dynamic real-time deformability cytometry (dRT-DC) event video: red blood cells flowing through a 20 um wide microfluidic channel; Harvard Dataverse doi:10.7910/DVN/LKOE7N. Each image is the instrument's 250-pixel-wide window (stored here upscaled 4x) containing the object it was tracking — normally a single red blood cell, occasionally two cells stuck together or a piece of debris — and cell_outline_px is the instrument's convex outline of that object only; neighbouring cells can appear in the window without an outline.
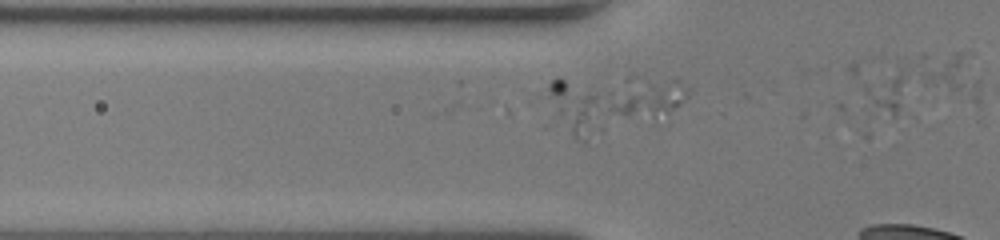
{"species": "human", "species_latin": "Homo sapiens", "temperature_condition": "room temperature", "stored_images_in_passage": 6, "camera_frame_rate_fps": 3000, "um_per_image_px": 0.085, "donor": {"sex": "female"}, "frame": {"image": 1, "passage_image": 5, "time_ms": 1.333, "image_size_px": [1000, 240], "cell_outline_px": [[604, 132], [584, 144], [536, 96], [536, 92], [556, 76], [596, 96], [604, 128]], "centroid_in_image_um": [48.72, 9.2], "position_along_channel_um": 77.1, "area_um2": 18.09}}